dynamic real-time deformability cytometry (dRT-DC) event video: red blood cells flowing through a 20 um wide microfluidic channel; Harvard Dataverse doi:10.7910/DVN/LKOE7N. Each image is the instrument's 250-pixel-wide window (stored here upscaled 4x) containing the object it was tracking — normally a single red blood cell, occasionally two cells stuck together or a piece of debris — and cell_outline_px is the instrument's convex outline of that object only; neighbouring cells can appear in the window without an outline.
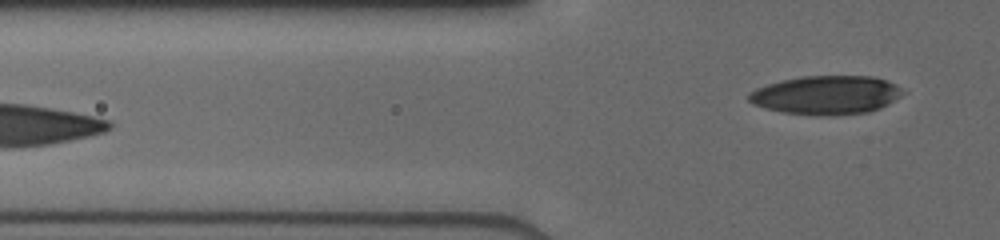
{"species": "human", "species_latin": "Homo sapiens", "temperature_condition": "cold", "stored_images_in_passage": 5, "segment_of_instrument_passage": [2, 2], "camera_frame_rate_fps": 3000, "um_per_image_px": 0.085, "donor": {"sex": "male"}, "frame": {"image": 1, "passage_image": 5, "time_ms": 2.667, "image_size_px": [1000, 240], "cell_outline_px": [[908, 92], [888, 104], [880, 108], [868, 112], [836, 116], [832, 116], [780, 112], [764, 108], [752, 104], [748, 100], [748, 96], [756, 88], [768, 84], [784, 80], [804, 76], [872, 76], [896, 84]], "centroid_in_image_um": [70.27, 8.09], "position_along_channel_um": 55.5, "area_um2": 34.85}}